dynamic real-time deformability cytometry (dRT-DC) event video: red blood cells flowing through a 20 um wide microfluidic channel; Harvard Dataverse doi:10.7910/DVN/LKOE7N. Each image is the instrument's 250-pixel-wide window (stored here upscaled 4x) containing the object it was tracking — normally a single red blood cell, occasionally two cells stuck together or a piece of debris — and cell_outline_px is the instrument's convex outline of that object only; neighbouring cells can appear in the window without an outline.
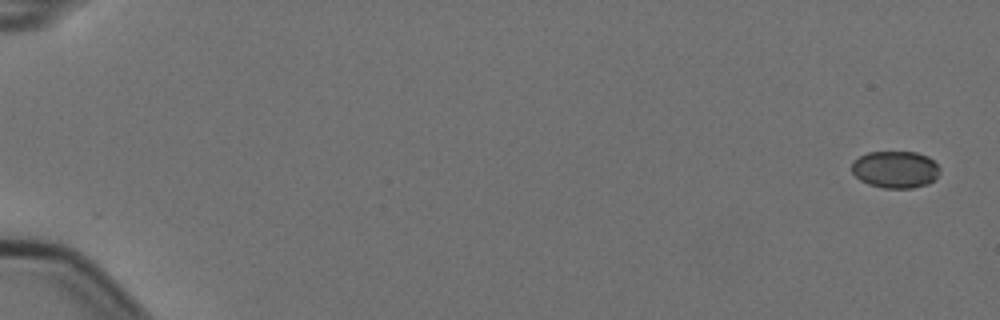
{"species": "Egyptian fruit bat (a non-hibernating species)", "species_latin": "Rousettus aegyptiacus", "temperature_condition": "cold", "stored_images_in_passage": 6, "camera_frame_rate_fps": 3000, "um_per_image_px": 0.085, "animal": {"sex": "female"}, "frame": {"image": 1, "passage_image": 1, "time_ms": 0.0, "image_size_px": [1000, 320], "cell_outline_px": [[940, 172], [928, 184], [912, 188], [884, 188], [868, 184], [860, 180], [852, 172], [852, 160], [868, 152], [916, 152], [928, 156], [940, 168]], "centroid_in_image_um": [76.09, 14.4], "position_along_channel_um": 8.9, "area_um2": 19.02}}
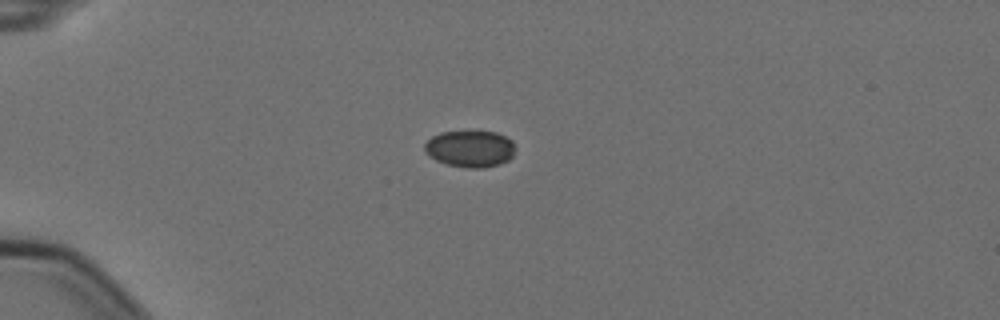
{"frame": {"image": 2, "passage_image": 5, "time_ms": 1.333, "image_size_px": [1000, 320], "cell_outline_px": [[516, 148], [512, 156], [508, 160], [500, 164], [480, 168], [468, 168], [448, 164], [436, 160], [428, 156], [424, 148], [424, 144], [432, 136], [440, 132], [496, 132], [512, 140]], "centroid_in_image_um": [39.96, 12.65], "position_along_channel_um": 45.0, "area_um2": 19.31}}